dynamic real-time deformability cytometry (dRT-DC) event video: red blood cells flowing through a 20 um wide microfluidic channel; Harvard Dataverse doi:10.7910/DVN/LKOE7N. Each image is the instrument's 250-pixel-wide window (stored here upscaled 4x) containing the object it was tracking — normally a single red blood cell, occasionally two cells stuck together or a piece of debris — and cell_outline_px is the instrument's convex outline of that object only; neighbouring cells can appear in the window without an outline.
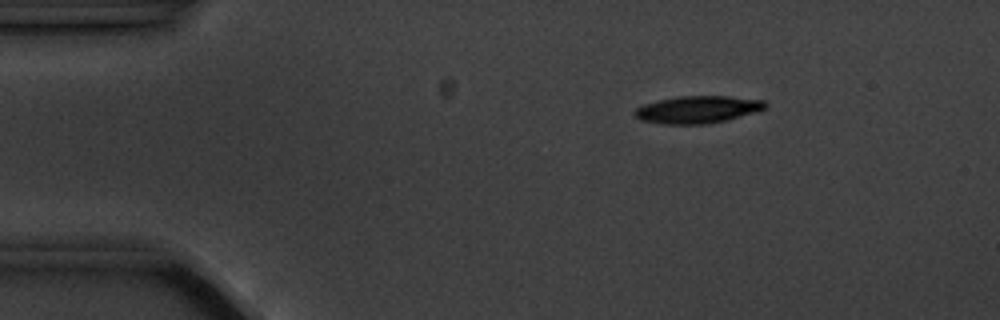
{"species": "common noctule bat (a hibernating species)", "species_latin": "Nyctalus noctula", "temperature_condition": "cold", "stored_images_in_passage": 3, "camera_frame_rate_fps": 3000, "um_per_image_px": 0.085, "animal": {"sex": "male", "body_mass_g": 20.1, "forearm_length_mm": 53.5}, "frame": {"image": 1, "passage_image": 1, "time_ms": 0.0, "image_size_px": [1000, 320], "cell_outline_px": [[768, 104], [764, 108], [756, 112], [728, 120], [704, 124], [664, 124], [640, 120], [632, 112], [636, 108], [644, 104], [660, 100], [680, 96], [728, 96], [764, 100]], "centroid_in_image_um": [59.31, 9.31], "position_along_channel_um": 25.7, "area_um2": 20.75}}